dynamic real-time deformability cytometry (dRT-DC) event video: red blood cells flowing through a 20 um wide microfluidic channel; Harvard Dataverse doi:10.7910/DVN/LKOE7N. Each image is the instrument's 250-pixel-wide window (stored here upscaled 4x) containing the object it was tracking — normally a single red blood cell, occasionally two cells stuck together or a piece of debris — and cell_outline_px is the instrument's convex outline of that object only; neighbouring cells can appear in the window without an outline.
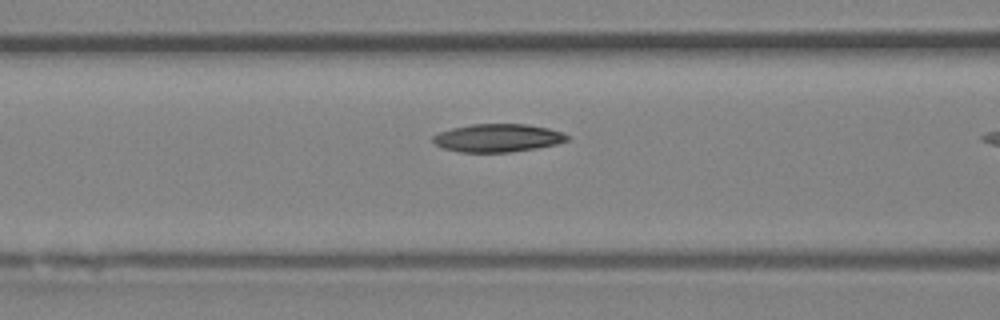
{"species": "Egyptian fruit bat (a non-hibernating species)", "species_latin": "Rousettus aegyptiacus", "temperature_condition": "room temperature", "stored_images_in_passage": 9, "camera_frame_rate_fps": 3000, "um_per_image_px": 0.085, "animal": {"sex": "female"}, "frame": {"image": 1, "passage_image": 8, "time_ms": 2.333, "image_size_px": [1000, 320], "cell_outline_px": [[568, 140], [556, 144], [536, 148], [508, 152], [460, 152], [444, 148], [436, 144], [432, 140], [432, 136], [440, 132], [452, 128], [472, 124], [528, 124], [548, 128], [560, 132], [568, 136]], "centroid_in_image_um": [42.29, 11.72], "position_along_channel_um": 124.3, "area_um2": 21.73}}